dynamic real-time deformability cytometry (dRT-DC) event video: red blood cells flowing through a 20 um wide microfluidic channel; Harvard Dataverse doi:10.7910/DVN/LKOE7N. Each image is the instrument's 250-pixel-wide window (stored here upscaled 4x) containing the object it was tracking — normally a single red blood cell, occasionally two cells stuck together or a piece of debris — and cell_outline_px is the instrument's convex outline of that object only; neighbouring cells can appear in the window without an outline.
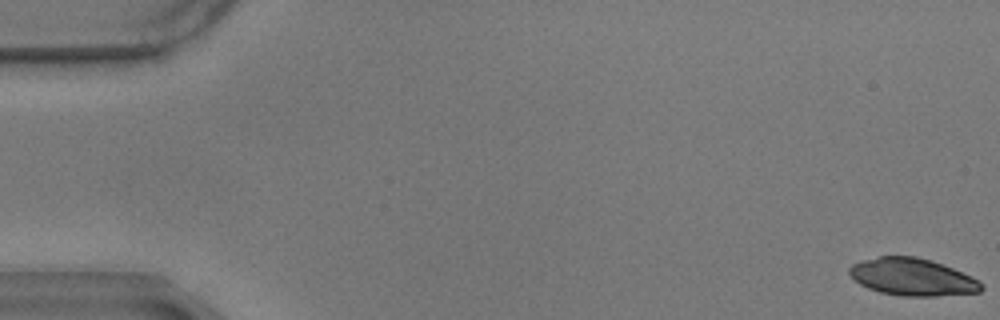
{"species": "common noctule bat (a hibernating species)", "species_latin": "Nyctalus noctula", "temperature_condition": "warm", "stored_images_in_passage": 59, "camera_frame_rate_fps": 3000, "um_per_image_px": 0.085, "animal": {"sex": "male", "body_mass_g": 17.9}, "frame": {"image": 1, "passage_image": 1, "time_ms": 0.0, "image_size_px": [1000, 320], "cell_outline_px": [[984, 288], [980, 292], [936, 296], [900, 296], [880, 292], [868, 288], [860, 284], [848, 272], [848, 268], [852, 264], [860, 260], [880, 256], [916, 256], [932, 260], [972, 276], [984, 284]], "centroid_in_image_um": [77.56, 23.54], "position_along_channel_um": 7.4, "area_um2": 28.84}}